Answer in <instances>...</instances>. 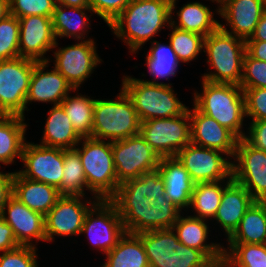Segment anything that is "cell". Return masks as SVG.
<instances>
[{
  "mask_svg": "<svg viewBox=\"0 0 266 267\" xmlns=\"http://www.w3.org/2000/svg\"><path fill=\"white\" fill-rule=\"evenodd\" d=\"M246 52L254 59L266 62V42L265 41H245Z\"/></svg>",
  "mask_w": 266,
  "mask_h": 267,
  "instance_id": "cell-50",
  "label": "cell"
},
{
  "mask_svg": "<svg viewBox=\"0 0 266 267\" xmlns=\"http://www.w3.org/2000/svg\"><path fill=\"white\" fill-rule=\"evenodd\" d=\"M173 230L183 245L203 251L218 267H222L223 242L215 235L210 221L182 212Z\"/></svg>",
  "mask_w": 266,
  "mask_h": 267,
  "instance_id": "cell-20",
  "label": "cell"
},
{
  "mask_svg": "<svg viewBox=\"0 0 266 267\" xmlns=\"http://www.w3.org/2000/svg\"><path fill=\"white\" fill-rule=\"evenodd\" d=\"M98 200V197L62 195L44 216L46 244H56L57 239L62 243L66 239L69 244L78 245L85 216Z\"/></svg>",
  "mask_w": 266,
  "mask_h": 267,
  "instance_id": "cell-9",
  "label": "cell"
},
{
  "mask_svg": "<svg viewBox=\"0 0 266 267\" xmlns=\"http://www.w3.org/2000/svg\"><path fill=\"white\" fill-rule=\"evenodd\" d=\"M244 139L253 147L266 152V120L247 121Z\"/></svg>",
  "mask_w": 266,
  "mask_h": 267,
  "instance_id": "cell-47",
  "label": "cell"
},
{
  "mask_svg": "<svg viewBox=\"0 0 266 267\" xmlns=\"http://www.w3.org/2000/svg\"><path fill=\"white\" fill-rule=\"evenodd\" d=\"M225 1L227 0H208V2H213L215 3L218 7H220Z\"/></svg>",
  "mask_w": 266,
  "mask_h": 267,
  "instance_id": "cell-54",
  "label": "cell"
},
{
  "mask_svg": "<svg viewBox=\"0 0 266 267\" xmlns=\"http://www.w3.org/2000/svg\"><path fill=\"white\" fill-rule=\"evenodd\" d=\"M38 250L35 246L20 245L15 249L0 252V267H40L39 262L42 259Z\"/></svg>",
  "mask_w": 266,
  "mask_h": 267,
  "instance_id": "cell-41",
  "label": "cell"
},
{
  "mask_svg": "<svg viewBox=\"0 0 266 267\" xmlns=\"http://www.w3.org/2000/svg\"><path fill=\"white\" fill-rule=\"evenodd\" d=\"M254 201L248 190L234 179L224 188L220 206L210 222L218 239L223 236L224 243L234 233Z\"/></svg>",
  "mask_w": 266,
  "mask_h": 267,
  "instance_id": "cell-22",
  "label": "cell"
},
{
  "mask_svg": "<svg viewBox=\"0 0 266 267\" xmlns=\"http://www.w3.org/2000/svg\"><path fill=\"white\" fill-rule=\"evenodd\" d=\"M1 217L12 228L20 245L38 248L41 247L40 244L46 245L44 216L29 209L13 195L8 198L3 207Z\"/></svg>",
  "mask_w": 266,
  "mask_h": 267,
  "instance_id": "cell-21",
  "label": "cell"
},
{
  "mask_svg": "<svg viewBox=\"0 0 266 267\" xmlns=\"http://www.w3.org/2000/svg\"><path fill=\"white\" fill-rule=\"evenodd\" d=\"M104 256V267H150L142 239L138 234L126 232L117 245Z\"/></svg>",
  "mask_w": 266,
  "mask_h": 267,
  "instance_id": "cell-32",
  "label": "cell"
},
{
  "mask_svg": "<svg viewBox=\"0 0 266 267\" xmlns=\"http://www.w3.org/2000/svg\"><path fill=\"white\" fill-rule=\"evenodd\" d=\"M175 157L188 171L194 183L233 180L232 159L219 150L190 143Z\"/></svg>",
  "mask_w": 266,
  "mask_h": 267,
  "instance_id": "cell-15",
  "label": "cell"
},
{
  "mask_svg": "<svg viewBox=\"0 0 266 267\" xmlns=\"http://www.w3.org/2000/svg\"><path fill=\"white\" fill-rule=\"evenodd\" d=\"M189 103L191 143L200 147L219 150L233 160L238 138L214 118L200 112L193 104L191 105V102Z\"/></svg>",
  "mask_w": 266,
  "mask_h": 267,
  "instance_id": "cell-25",
  "label": "cell"
},
{
  "mask_svg": "<svg viewBox=\"0 0 266 267\" xmlns=\"http://www.w3.org/2000/svg\"><path fill=\"white\" fill-rule=\"evenodd\" d=\"M246 41H265L266 42V10L263 12L258 24L251 37Z\"/></svg>",
  "mask_w": 266,
  "mask_h": 267,
  "instance_id": "cell-51",
  "label": "cell"
},
{
  "mask_svg": "<svg viewBox=\"0 0 266 267\" xmlns=\"http://www.w3.org/2000/svg\"><path fill=\"white\" fill-rule=\"evenodd\" d=\"M12 195L29 209L43 216L62 196L58 188L22 177L16 170L12 180Z\"/></svg>",
  "mask_w": 266,
  "mask_h": 267,
  "instance_id": "cell-31",
  "label": "cell"
},
{
  "mask_svg": "<svg viewBox=\"0 0 266 267\" xmlns=\"http://www.w3.org/2000/svg\"><path fill=\"white\" fill-rule=\"evenodd\" d=\"M167 30V33L169 32L167 34L168 37L166 35L165 37L171 44L182 66L190 63L189 65L192 67L194 62L196 63L197 60L204 58L202 56L204 50V36L179 29L171 24Z\"/></svg>",
  "mask_w": 266,
  "mask_h": 267,
  "instance_id": "cell-37",
  "label": "cell"
},
{
  "mask_svg": "<svg viewBox=\"0 0 266 267\" xmlns=\"http://www.w3.org/2000/svg\"><path fill=\"white\" fill-rule=\"evenodd\" d=\"M118 184L158 169L160 156L139 134L112 142Z\"/></svg>",
  "mask_w": 266,
  "mask_h": 267,
  "instance_id": "cell-13",
  "label": "cell"
},
{
  "mask_svg": "<svg viewBox=\"0 0 266 267\" xmlns=\"http://www.w3.org/2000/svg\"><path fill=\"white\" fill-rule=\"evenodd\" d=\"M88 2L95 16L108 27L131 0H88Z\"/></svg>",
  "mask_w": 266,
  "mask_h": 267,
  "instance_id": "cell-45",
  "label": "cell"
},
{
  "mask_svg": "<svg viewBox=\"0 0 266 267\" xmlns=\"http://www.w3.org/2000/svg\"><path fill=\"white\" fill-rule=\"evenodd\" d=\"M97 41L98 39L74 41L61 46L63 42L57 40L48 62L74 89H83L88 81H93L96 69L104 64Z\"/></svg>",
  "mask_w": 266,
  "mask_h": 267,
  "instance_id": "cell-7",
  "label": "cell"
},
{
  "mask_svg": "<svg viewBox=\"0 0 266 267\" xmlns=\"http://www.w3.org/2000/svg\"><path fill=\"white\" fill-rule=\"evenodd\" d=\"M10 14L9 0H0V20Z\"/></svg>",
  "mask_w": 266,
  "mask_h": 267,
  "instance_id": "cell-53",
  "label": "cell"
},
{
  "mask_svg": "<svg viewBox=\"0 0 266 267\" xmlns=\"http://www.w3.org/2000/svg\"><path fill=\"white\" fill-rule=\"evenodd\" d=\"M10 14L17 18L29 15L52 17L55 0H9Z\"/></svg>",
  "mask_w": 266,
  "mask_h": 267,
  "instance_id": "cell-42",
  "label": "cell"
},
{
  "mask_svg": "<svg viewBox=\"0 0 266 267\" xmlns=\"http://www.w3.org/2000/svg\"><path fill=\"white\" fill-rule=\"evenodd\" d=\"M55 2L69 7H89L88 0H55Z\"/></svg>",
  "mask_w": 266,
  "mask_h": 267,
  "instance_id": "cell-52",
  "label": "cell"
},
{
  "mask_svg": "<svg viewBox=\"0 0 266 267\" xmlns=\"http://www.w3.org/2000/svg\"><path fill=\"white\" fill-rule=\"evenodd\" d=\"M171 0H131L108 26L111 35L128 49V55L147 47L171 24ZM160 34V35H159Z\"/></svg>",
  "mask_w": 266,
  "mask_h": 267,
  "instance_id": "cell-1",
  "label": "cell"
},
{
  "mask_svg": "<svg viewBox=\"0 0 266 267\" xmlns=\"http://www.w3.org/2000/svg\"><path fill=\"white\" fill-rule=\"evenodd\" d=\"M165 41L162 43L160 39L159 41L155 39L153 42L148 43L150 45L149 48H142L131 55L134 57L143 53L141 51H144V54H141L142 58L145 56L143 60L144 65L142 63L138 65L145 66L150 78L146 79L148 75L143 71L141 76H139V79L143 82L174 86L175 83H172L171 80L178 77L179 69L181 70L183 67L169 41L166 38Z\"/></svg>",
  "mask_w": 266,
  "mask_h": 267,
  "instance_id": "cell-23",
  "label": "cell"
},
{
  "mask_svg": "<svg viewBox=\"0 0 266 267\" xmlns=\"http://www.w3.org/2000/svg\"><path fill=\"white\" fill-rule=\"evenodd\" d=\"M232 177L255 201H266V152L238 139L232 160Z\"/></svg>",
  "mask_w": 266,
  "mask_h": 267,
  "instance_id": "cell-17",
  "label": "cell"
},
{
  "mask_svg": "<svg viewBox=\"0 0 266 267\" xmlns=\"http://www.w3.org/2000/svg\"><path fill=\"white\" fill-rule=\"evenodd\" d=\"M63 177L58 187L62 195L97 197L89 188L78 151L63 150Z\"/></svg>",
  "mask_w": 266,
  "mask_h": 267,
  "instance_id": "cell-36",
  "label": "cell"
},
{
  "mask_svg": "<svg viewBox=\"0 0 266 267\" xmlns=\"http://www.w3.org/2000/svg\"><path fill=\"white\" fill-rule=\"evenodd\" d=\"M79 153L88 188L101 200H109L119 187L112 142L82 137L75 147Z\"/></svg>",
  "mask_w": 266,
  "mask_h": 267,
  "instance_id": "cell-8",
  "label": "cell"
},
{
  "mask_svg": "<svg viewBox=\"0 0 266 267\" xmlns=\"http://www.w3.org/2000/svg\"><path fill=\"white\" fill-rule=\"evenodd\" d=\"M231 181L195 183L190 206L186 212L193 217L211 222L220 206L223 190Z\"/></svg>",
  "mask_w": 266,
  "mask_h": 267,
  "instance_id": "cell-34",
  "label": "cell"
},
{
  "mask_svg": "<svg viewBox=\"0 0 266 267\" xmlns=\"http://www.w3.org/2000/svg\"><path fill=\"white\" fill-rule=\"evenodd\" d=\"M265 10L264 0H227L219 7V27L246 41Z\"/></svg>",
  "mask_w": 266,
  "mask_h": 267,
  "instance_id": "cell-26",
  "label": "cell"
},
{
  "mask_svg": "<svg viewBox=\"0 0 266 267\" xmlns=\"http://www.w3.org/2000/svg\"><path fill=\"white\" fill-rule=\"evenodd\" d=\"M94 12L90 7H69L56 4L52 24L57 40L73 39V41H84L97 39L92 30ZM92 22V23H91ZM90 35V36H89Z\"/></svg>",
  "mask_w": 266,
  "mask_h": 267,
  "instance_id": "cell-27",
  "label": "cell"
},
{
  "mask_svg": "<svg viewBox=\"0 0 266 267\" xmlns=\"http://www.w3.org/2000/svg\"><path fill=\"white\" fill-rule=\"evenodd\" d=\"M128 73L122 72L118 85L131 99L141 122L176 117L188 109L174 86L150 84Z\"/></svg>",
  "mask_w": 266,
  "mask_h": 267,
  "instance_id": "cell-4",
  "label": "cell"
},
{
  "mask_svg": "<svg viewBox=\"0 0 266 267\" xmlns=\"http://www.w3.org/2000/svg\"><path fill=\"white\" fill-rule=\"evenodd\" d=\"M199 84L198 90L191 85V104L200 112L214 118L238 139L244 138L248 123L243 89L239 85L203 79H199Z\"/></svg>",
  "mask_w": 266,
  "mask_h": 267,
  "instance_id": "cell-2",
  "label": "cell"
},
{
  "mask_svg": "<svg viewBox=\"0 0 266 267\" xmlns=\"http://www.w3.org/2000/svg\"><path fill=\"white\" fill-rule=\"evenodd\" d=\"M240 87L266 88V62L254 59L246 52Z\"/></svg>",
  "mask_w": 266,
  "mask_h": 267,
  "instance_id": "cell-43",
  "label": "cell"
},
{
  "mask_svg": "<svg viewBox=\"0 0 266 267\" xmlns=\"http://www.w3.org/2000/svg\"><path fill=\"white\" fill-rule=\"evenodd\" d=\"M150 267H218L203 251L183 245L171 229L138 233Z\"/></svg>",
  "mask_w": 266,
  "mask_h": 267,
  "instance_id": "cell-6",
  "label": "cell"
},
{
  "mask_svg": "<svg viewBox=\"0 0 266 267\" xmlns=\"http://www.w3.org/2000/svg\"><path fill=\"white\" fill-rule=\"evenodd\" d=\"M19 31V20L14 15L0 20V61L19 57Z\"/></svg>",
  "mask_w": 266,
  "mask_h": 267,
  "instance_id": "cell-39",
  "label": "cell"
},
{
  "mask_svg": "<svg viewBox=\"0 0 266 267\" xmlns=\"http://www.w3.org/2000/svg\"><path fill=\"white\" fill-rule=\"evenodd\" d=\"M247 121L266 120V88H242Z\"/></svg>",
  "mask_w": 266,
  "mask_h": 267,
  "instance_id": "cell-44",
  "label": "cell"
},
{
  "mask_svg": "<svg viewBox=\"0 0 266 267\" xmlns=\"http://www.w3.org/2000/svg\"><path fill=\"white\" fill-rule=\"evenodd\" d=\"M179 1L171 0V25L204 37L219 27V7L215 3L206 4L208 0H188L178 6Z\"/></svg>",
  "mask_w": 266,
  "mask_h": 267,
  "instance_id": "cell-24",
  "label": "cell"
},
{
  "mask_svg": "<svg viewBox=\"0 0 266 267\" xmlns=\"http://www.w3.org/2000/svg\"><path fill=\"white\" fill-rule=\"evenodd\" d=\"M150 230L171 229L182 211L167 197L152 201Z\"/></svg>",
  "mask_w": 266,
  "mask_h": 267,
  "instance_id": "cell-40",
  "label": "cell"
},
{
  "mask_svg": "<svg viewBox=\"0 0 266 267\" xmlns=\"http://www.w3.org/2000/svg\"><path fill=\"white\" fill-rule=\"evenodd\" d=\"M5 170V167H0V215L8 198L12 195V180L15 170Z\"/></svg>",
  "mask_w": 266,
  "mask_h": 267,
  "instance_id": "cell-48",
  "label": "cell"
},
{
  "mask_svg": "<svg viewBox=\"0 0 266 267\" xmlns=\"http://www.w3.org/2000/svg\"><path fill=\"white\" fill-rule=\"evenodd\" d=\"M245 53V40L218 27L204 38L203 56L206 57L202 62L207 68L198 77L209 82L240 86Z\"/></svg>",
  "mask_w": 266,
  "mask_h": 267,
  "instance_id": "cell-3",
  "label": "cell"
},
{
  "mask_svg": "<svg viewBox=\"0 0 266 267\" xmlns=\"http://www.w3.org/2000/svg\"><path fill=\"white\" fill-rule=\"evenodd\" d=\"M5 115L0 111V120L4 117Z\"/></svg>",
  "mask_w": 266,
  "mask_h": 267,
  "instance_id": "cell-56",
  "label": "cell"
},
{
  "mask_svg": "<svg viewBox=\"0 0 266 267\" xmlns=\"http://www.w3.org/2000/svg\"><path fill=\"white\" fill-rule=\"evenodd\" d=\"M36 61L18 57L0 61V111L26 117V97Z\"/></svg>",
  "mask_w": 266,
  "mask_h": 267,
  "instance_id": "cell-12",
  "label": "cell"
},
{
  "mask_svg": "<svg viewBox=\"0 0 266 267\" xmlns=\"http://www.w3.org/2000/svg\"><path fill=\"white\" fill-rule=\"evenodd\" d=\"M95 263H96V262H94V261H93V263H92L94 267H96V266H97V267H104V265H103L102 262H99L100 265H97V263H96V265H95ZM83 265H84L83 267H91V266H88V265L85 266V264H83ZM93 266H92V267H93ZM76 267H77V266H76ZM79 267H82V265L79 266Z\"/></svg>",
  "mask_w": 266,
  "mask_h": 267,
  "instance_id": "cell-55",
  "label": "cell"
},
{
  "mask_svg": "<svg viewBox=\"0 0 266 267\" xmlns=\"http://www.w3.org/2000/svg\"><path fill=\"white\" fill-rule=\"evenodd\" d=\"M109 200L116 206L126 232L138 234L150 230L152 201L143 192V174L119 184Z\"/></svg>",
  "mask_w": 266,
  "mask_h": 267,
  "instance_id": "cell-14",
  "label": "cell"
},
{
  "mask_svg": "<svg viewBox=\"0 0 266 267\" xmlns=\"http://www.w3.org/2000/svg\"><path fill=\"white\" fill-rule=\"evenodd\" d=\"M20 246L17 242L12 228L0 215V252L9 251Z\"/></svg>",
  "mask_w": 266,
  "mask_h": 267,
  "instance_id": "cell-49",
  "label": "cell"
},
{
  "mask_svg": "<svg viewBox=\"0 0 266 267\" xmlns=\"http://www.w3.org/2000/svg\"><path fill=\"white\" fill-rule=\"evenodd\" d=\"M222 267H266V244L223 243Z\"/></svg>",
  "mask_w": 266,
  "mask_h": 267,
  "instance_id": "cell-38",
  "label": "cell"
},
{
  "mask_svg": "<svg viewBox=\"0 0 266 267\" xmlns=\"http://www.w3.org/2000/svg\"><path fill=\"white\" fill-rule=\"evenodd\" d=\"M27 118V119H26ZM31 119L17 115H5L0 120V167H9L21 162ZM18 161V162H17Z\"/></svg>",
  "mask_w": 266,
  "mask_h": 267,
  "instance_id": "cell-30",
  "label": "cell"
},
{
  "mask_svg": "<svg viewBox=\"0 0 266 267\" xmlns=\"http://www.w3.org/2000/svg\"><path fill=\"white\" fill-rule=\"evenodd\" d=\"M80 90L83 91V89H73L60 105L68 115L76 132L81 137H92L95 95L86 94L85 91L83 94Z\"/></svg>",
  "mask_w": 266,
  "mask_h": 267,
  "instance_id": "cell-35",
  "label": "cell"
},
{
  "mask_svg": "<svg viewBox=\"0 0 266 267\" xmlns=\"http://www.w3.org/2000/svg\"><path fill=\"white\" fill-rule=\"evenodd\" d=\"M73 89L70 83L48 61L36 62L26 97L27 116L29 117L32 109L31 105H37V103L39 106L40 103L43 106L48 104V107L60 105Z\"/></svg>",
  "mask_w": 266,
  "mask_h": 267,
  "instance_id": "cell-18",
  "label": "cell"
},
{
  "mask_svg": "<svg viewBox=\"0 0 266 267\" xmlns=\"http://www.w3.org/2000/svg\"><path fill=\"white\" fill-rule=\"evenodd\" d=\"M126 233L122 219L118 214L116 206L110 200H98L87 212L80 238L86 241L88 249L92 253H98L100 256L95 259H102L114 246L119 239ZM82 236V237H81Z\"/></svg>",
  "mask_w": 266,
  "mask_h": 267,
  "instance_id": "cell-10",
  "label": "cell"
},
{
  "mask_svg": "<svg viewBox=\"0 0 266 267\" xmlns=\"http://www.w3.org/2000/svg\"><path fill=\"white\" fill-rule=\"evenodd\" d=\"M224 243L266 244V201H254Z\"/></svg>",
  "mask_w": 266,
  "mask_h": 267,
  "instance_id": "cell-33",
  "label": "cell"
},
{
  "mask_svg": "<svg viewBox=\"0 0 266 267\" xmlns=\"http://www.w3.org/2000/svg\"><path fill=\"white\" fill-rule=\"evenodd\" d=\"M117 91L111 99L95 96L92 138L113 142L139 134L141 121L131 99L121 87Z\"/></svg>",
  "mask_w": 266,
  "mask_h": 267,
  "instance_id": "cell-5",
  "label": "cell"
},
{
  "mask_svg": "<svg viewBox=\"0 0 266 267\" xmlns=\"http://www.w3.org/2000/svg\"><path fill=\"white\" fill-rule=\"evenodd\" d=\"M158 170L165 182V194L182 212L190 206L195 183L176 157H162Z\"/></svg>",
  "mask_w": 266,
  "mask_h": 267,
  "instance_id": "cell-29",
  "label": "cell"
},
{
  "mask_svg": "<svg viewBox=\"0 0 266 267\" xmlns=\"http://www.w3.org/2000/svg\"><path fill=\"white\" fill-rule=\"evenodd\" d=\"M44 121H36L35 123H41L42 134L37 140L39 144L60 148L63 150L75 148L82 137L73 128L72 123L65 113L61 105H53L47 109ZM44 122V123H43Z\"/></svg>",
  "mask_w": 266,
  "mask_h": 267,
  "instance_id": "cell-28",
  "label": "cell"
},
{
  "mask_svg": "<svg viewBox=\"0 0 266 267\" xmlns=\"http://www.w3.org/2000/svg\"><path fill=\"white\" fill-rule=\"evenodd\" d=\"M143 192L151 201L167 197L165 194V182L158 169L143 174Z\"/></svg>",
  "mask_w": 266,
  "mask_h": 267,
  "instance_id": "cell-46",
  "label": "cell"
},
{
  "mask_svg": "<svg viewBox=\"0 0 266 267\" xmlns=\"http://www.w3.org/2000/svg\"><path fill=\"white\" fill-rule=\"evenodd\" d=\"M35 139L26 141L21 167L16 171L22 177L58 188L63 177V149L41 145Z\"/></svg>",
  "mask_w": 266,
  "mask_h": 267,
  "instance_id": "cell-16",
  "label": "cell"
},
{
  "mask_svg": "<svg viewBox=\"0 0 266 267\" xmlns=\"http://www.w3.org/2000/svg\"><path fill=\"white\" fill-rule=\"evenodd\" d=\"M139 133L160 158L175 157L191 143L189 106L182 115L141 122Z\"/></svg>",
  "mask_w": 266,
  "mask_h": 267,
  "instance_id": "cell-11",
  "label": "cell"
},
{
  "mask_svg": "<svg viewBox=\"0 0 266 267\" xmlns=\"http://www.w3.org/2000/svg\"><path fill=\"white\" fill-rule=\"evenodd\" d=\"M18 20L19 57L36 62L48 61L57 42L52 17L29 15Z\"/></svg>",
  "mask_w": 266,
  "mask_h": 267,
  "instance_id": "cell-19",
  "label": "cell"
}]
</instances>
